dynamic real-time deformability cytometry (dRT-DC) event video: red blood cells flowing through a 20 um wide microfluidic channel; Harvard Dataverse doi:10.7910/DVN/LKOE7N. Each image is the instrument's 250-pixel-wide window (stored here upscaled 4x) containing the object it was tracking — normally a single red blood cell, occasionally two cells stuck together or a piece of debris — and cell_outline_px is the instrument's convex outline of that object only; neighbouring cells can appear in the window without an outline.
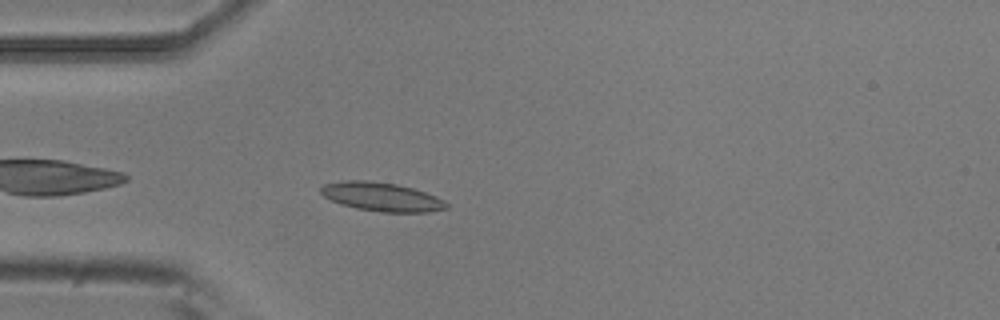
{"species": "common noctule bat (a hibernating species)", "species_latin": "Nyctalus noctula", "temperature_condition": "room temperature", "stored_images_in_passage": 4, "camera_frame_rate_fps": 3000, "um_per_image_px": 0.085, "animal": {"sex": "male", "body_mass_g": 20.5, "forearm_length_mm": 52.5}, "frame": {"image": 1, "passage_image": 4, "time_ms": 1.0, "image_size_px": [1000, 320], "cell_outline_px": [[448, 208], [428, 212], [380, 212], [356, 208], [340, 204], [324, 196], [320, 192], [320, 188], [324, 184], [344, 180], [368, 180], [396, 184], [412, 188], [436, 196], [444, 200], [448, 204]], "centroid_in_image_um": [32.43, 16.73], "position_along_channel_um": 52.6, "area_um2": 21.04}}